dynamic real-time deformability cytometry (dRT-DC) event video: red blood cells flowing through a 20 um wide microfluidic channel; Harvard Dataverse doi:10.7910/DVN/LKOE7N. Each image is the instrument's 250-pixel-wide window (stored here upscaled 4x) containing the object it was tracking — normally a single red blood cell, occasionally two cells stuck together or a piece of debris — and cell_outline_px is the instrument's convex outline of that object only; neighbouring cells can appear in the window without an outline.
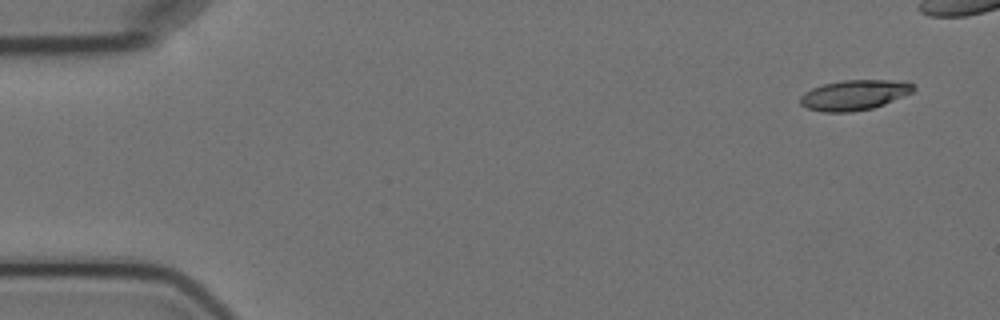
{"species": "Egyptian fruit bat (a non-hibernating species)", "species_latin": "Rousettus aegyptiacus", "temperature_condition": "cold", "stored_images_in_passage": 9, "camera_frame_rate_fps": 3000, "um_per_image_px": 0.085, "animal": {"sex": "female"}, "frame": {"image": 1, "passage_image": 1, "time_ms": 0.0, "image_size_px": [1000, 320], "cell_outline_px": [[916, 88], [912, 92], [884, 104], [872, 108], [852, 112], [824, 112], [808, 108], [800, 104], [800, 96], [804, 92], [812, 88], [824, 84], [840, 80], [888, 80], [912, 84]], "centroid_in_image_um": [72.57, 8.08], "position_along_channel_um": 12.4, "area_um2": 19.71}}
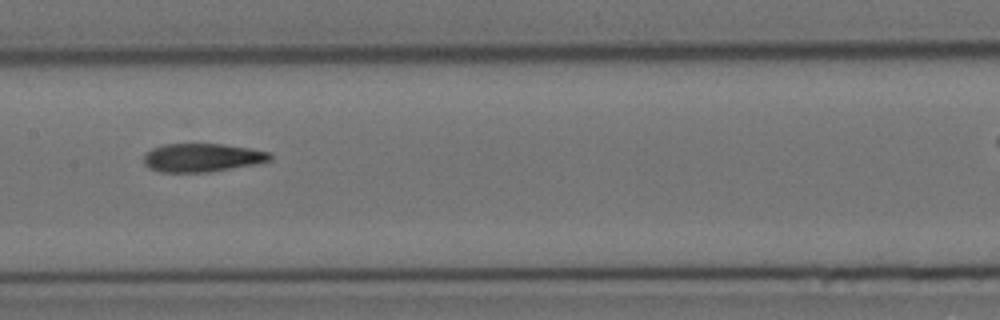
{"frame": {"image": 2, "passage_image": 8, "time_ms": 8.333, "image_size_px": [1000, 320], "cell_outline_px": [[272, 160], [252, 164], [208, 172], [160, 172], [148, 168], [144, 164], [144, 152], [152, 148], [164, 144], [220, 144], [248, 148], [268, 152], [272, 156]], "centroid_in_image_um": [17.1, 13.4], "position_along_channel_um": 190.3, "area_um2": 20.75}}
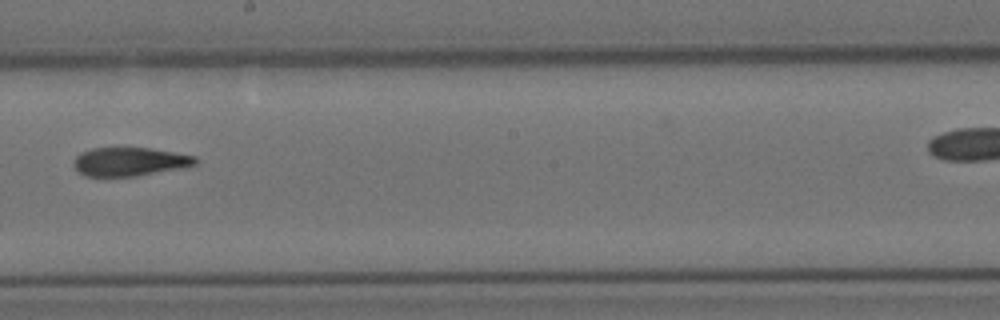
{"frame": {"image": 3, "passage_image": 9, "time_ms": 9.667, "image_size_px": [1000, 320], "cell_outline_px": [[200, 160], [196, 164], [184, 168], [136, 176], [84, 176], [72, 164], [72, 160], [80, 152], [92, 148], [152, 148], [196, 156]], "centroid_in_image_um": [11.05, 13.74], "position_along_channel_um": 237.2, "area_um2": 20.52}}